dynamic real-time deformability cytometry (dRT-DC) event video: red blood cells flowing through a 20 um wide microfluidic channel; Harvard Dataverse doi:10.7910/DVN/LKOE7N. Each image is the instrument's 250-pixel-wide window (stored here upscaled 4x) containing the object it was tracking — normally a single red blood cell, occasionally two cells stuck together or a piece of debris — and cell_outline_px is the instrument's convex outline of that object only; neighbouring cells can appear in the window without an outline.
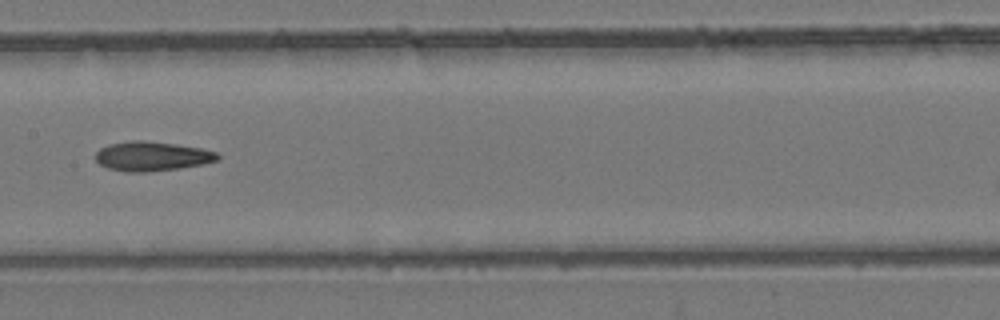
{"species": "common noctule bat (a hibernating species)", "species_latin": "Nyctalus noctula", "temperature_condition": "room temperature", "stored_images_in_passage": 10, "camera_frame_rate_fps": 3000, "um_per_image_px": 0.085, "animal": {"sex": "female", "body_mass_g": 24.6, "forearm_length_mm": 56.2}, "frame": {"image": 1, "passage_image": 9, "time_ms": 2.667, "image_size_px": [1000, 320], "cell_outline_px": [[220, 160], [180, 168], [148, 172], [124, 172], [108, 168], [100, 164], [96, 160], [96, 152], [100, 148], [108, 144], [132, 140], [140, 140], [176, 144], [204, 148], [216, 152], [220, 156]], "centroid_in_image_um": [12.92, 13.28], "position_along_channel_um": 194.5, "area_um2": 21.04}}
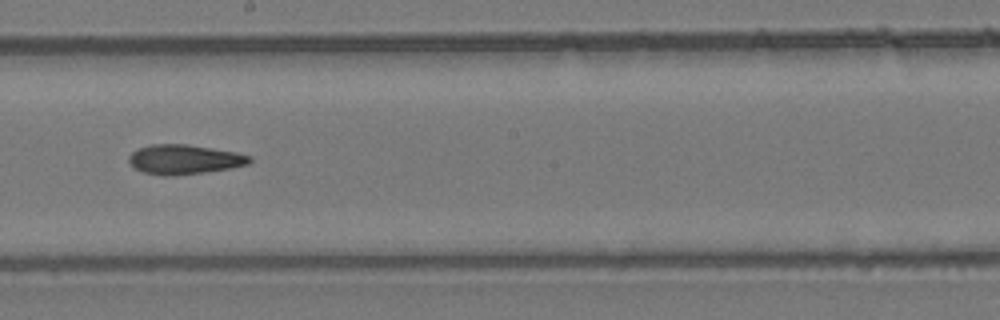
{"frame": {"image": 2, "passage_image": 10, "time_ms": 3.0, "image_size_px": [1000, 320], "cell_outline_px": [[252, 160], [248, 164], [228, 168], [204, 172], [168, 176], [164, 176], [144, 172], [136, 168], [128, 160], [128, 156], [132, 152], [140, 148], [152, 144], [188, 144], [236, 152], [252, 156]], "centroid_in_image_um": [15.67, 13.54], "position_along_channel_um": 232.5, "area_um2": 20.58}}